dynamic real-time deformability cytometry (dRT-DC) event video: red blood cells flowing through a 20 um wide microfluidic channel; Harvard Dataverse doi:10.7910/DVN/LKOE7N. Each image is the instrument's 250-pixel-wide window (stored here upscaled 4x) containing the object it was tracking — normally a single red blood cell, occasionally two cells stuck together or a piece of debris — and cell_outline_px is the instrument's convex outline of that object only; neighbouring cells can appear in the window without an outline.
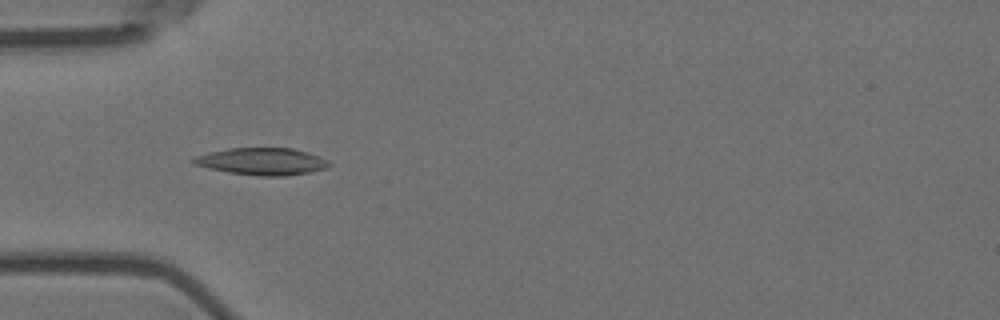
{"species": "Egyptian fruit bat (a non-hibernating species)", "species_latin": "Rousettus aegyptiacus", "temperature_condition": "room temperature", "stored_images_in_passage": 57, "camera_frame_rate_fps": 3000, "um_per_image_px": 0.085, "animal": {"sex": "female"}, "frame": {"image": 1, "passage_image": 18, "time_ms": 5.667, "image_size_px": [1000, 320], "cell_outline_px": [[332, 164], [328, 168], [312, 172], [284, 176], [260, 176], [228, 172], [208, 168], [192, 164], [188, 160], [196, 156], [208, 152], [228, 148], [292, 148], [308, 152], [320, 156], [328, 160]], "centroid_in_image_um": [22.28, 13.72], "position_along_channel_um": 62.7, "area_um2": 21.73}}
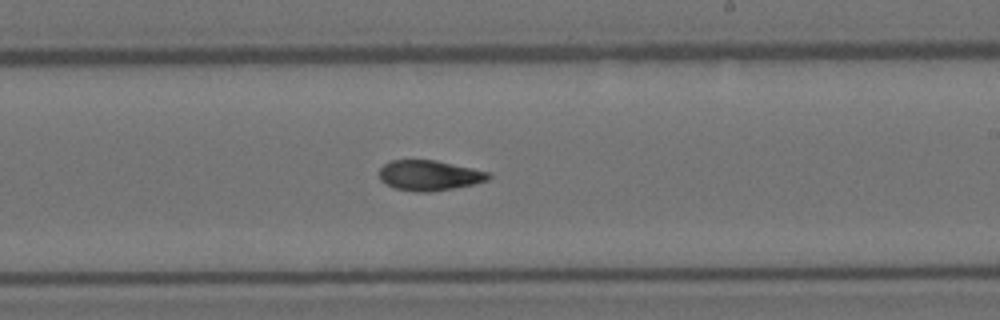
{"frame": {"image": 2, "passage_image": 34, "time_ms": 11.0, "image_size_px": [1000, 320], "cell_outline_px": [[492, 176], [488, 180], [472, 184], [432, 192], [416, 192], [392, 188], [380, 180], [380, 168], [384, 164], [392, 160], [436, 160], [472, 168], [488, 172]], "centroid_in_image_um": [36.46, 14.91], "position_along_channel_um": 252.5, "area_um2": 19.25}}
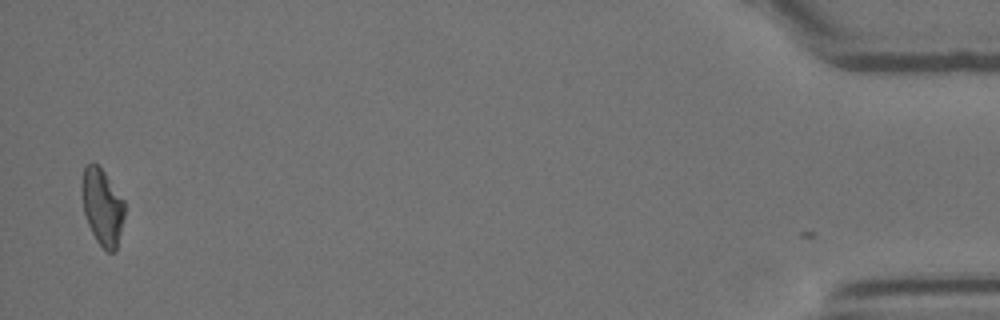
{"frame": {"image": 3, "passage_image": 56, "time_ms": 18.333, "image_size_px": [1000, 320], "cell_outline_px": [[124, 220], [116, 252], [108, 252], [96, 240], [88, 224], [84, 212], [84, 168], [92, 160], [104, 172], [124, 200]], "centroid_in_image_um": [8.75, 17.64], "position_along_channel_um": 426.5, "area_um2": 18.5}, "authors_computed_cell_mechanics": {"area_um2": 19.5942, "velocity_mm_per_s": 3.5794, "shape_relaxation_time_tau1_ms": 7.8934, "shape_relaxation_time_tau2_ms": 5.158, "deformation_change_tau1": 0.2302, "deformation_change_tau2": 0.1137}}